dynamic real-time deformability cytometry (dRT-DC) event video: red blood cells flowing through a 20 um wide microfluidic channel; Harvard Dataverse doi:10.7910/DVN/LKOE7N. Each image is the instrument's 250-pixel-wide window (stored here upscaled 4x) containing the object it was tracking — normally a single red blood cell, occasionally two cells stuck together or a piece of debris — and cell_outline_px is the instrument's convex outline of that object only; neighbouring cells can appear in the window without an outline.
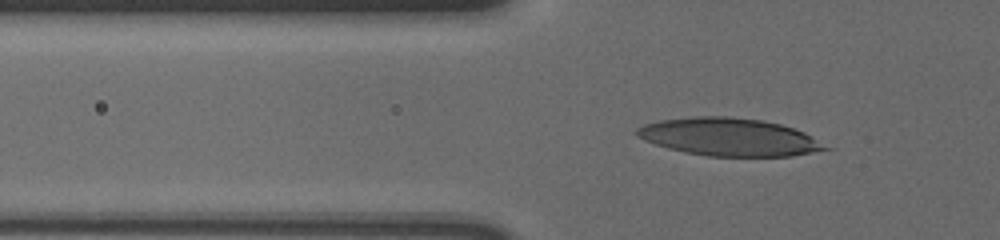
{"species": "human", "species_latin": "Homo sapiens", "temperature_condition": "cold", "stored_images_in_passage": 59, "camera_frame_rate_fps": 3000, "um_per_image_px": 0.085, "donor": {"sex": "male"}, "frame": {"image": 1, "passage_image": 22, "time_ms": 7.0, "image_size_px": [1000, 240], "cell_outline_px": [[836, 148], [792, 156], [708, 156], [668, 148], [644, 140], [636, 136], [636, 128], [644, 124], [660, 120], [696, 116], [728, 116], [764, 120], [780, 124], [804, 132]], "centroid_in_image_um": [62.03, 11.64], "position_along_channel_um": 63.8, "area_um2": 41.62}}
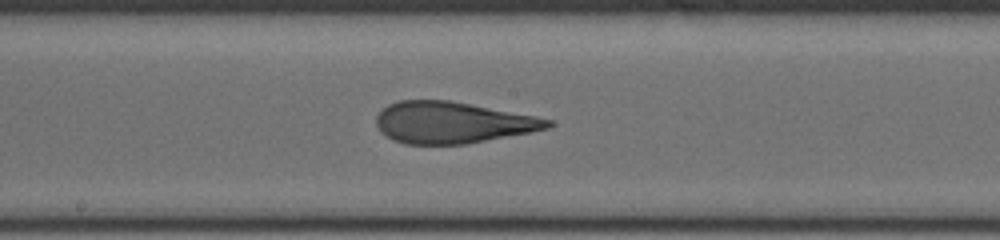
{"frame": {"image": 2, "passage_image": 35, "time_ms": 11.333, "image_size_px": [1000, 240], "cell_outline_px": [[552, 124], [548, 128], [532, 132], [464, 144], [404, 144], [392, 140], [380, 132], [376, 124], [376, 116], [388, 104], [400, 100], [448, 100], [536, 116], [552, 120]], "centroid_in_image_um": [38.42, 10.42], "position_along_channel_um": 209.8, "area_um2": 41.33}}
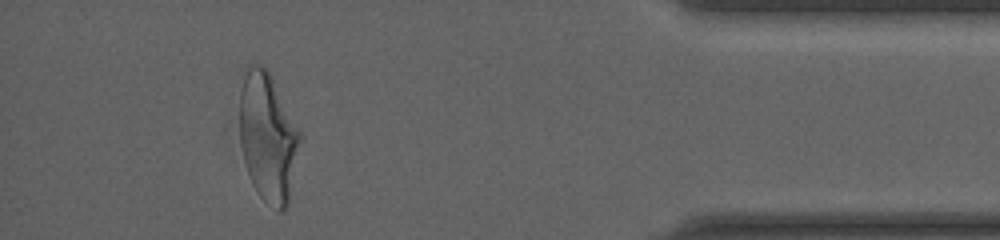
{"frame": {"image": 3, "passage_image": 55, "time_ms": 18.0, "image_size_px": [1000, 240], "cell_outline_px": [[304, 136], [288, 200], [284, 208], [280, 212], [264, 200], [256, 192], [252, 184], [244, 160], [240, 144], [240, 92], [244, 68], [248, 64], [260, 64], [268, 72]], "centroid_in_image_um": [22.78, 11.64], "position_along_channel_um": 412.4, "area_um2": 45.55}, "authors_computed_cell_mechanics": {"area_um2": 41.4426, "velocity_mm_per_s": 3.6308, "shape_relaxation_time_tau1_ms": 6.2199, "shape_relaxation_time_tau2_ms": 1.2687, "deformation_change_tau1": 0.22, "deformation_change_tau2": 0.1076}}